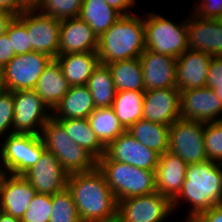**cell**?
<instances>
[{
	"label": "cell",
	"mask_w": 222,
	"mask_h": 222,
	"mask_svg": "<svg viewBox=\"0 0 222 222\" xmlns=\"http://www.w3.org/2000/svg\"><path fill=\"white\" fill-rule=\"evenodd\" d=\"M87 119L91 129L105 147L126 131L112 107L96 108Z\"/></svg>",
	"instance_id": "1f68e13d"
},
{
	"label": "cell",
	"mask_w": 222,
	"mask_h": 222,
	"mask_svg": "<svg viewBox=\"0 0 222 222\" xmlns=\"http://www.w3.org/2000/svg\"><path fill=\"white\" fill-rule=\"evenodd\" d=\"M22 3L28 8V9H37V7L40 5L41 0H22Z\"/></svg>",
	"instance_id": "bcb514c9"
},
{
	"label": "cell",
	"mask_w": 222,
	"mask_h": 222,
	"mask_svg": "<svg viewBox=\"0 0 222 222\" xmlns=\"http://www.w3.org/2000/svg\"><path fill=\"white\" fill-rule=\"evenodd\" d=\"M105 154L112 160L140 169L155 171L160 155L137 141L125 131L106 147Z\"/></svg>",
	"instance_id": "2e32d148"
},
{
	"label": "cell",
	"mask_w": 222,
	"mask_h": 222,
	"mask_svg": "<svg viewBox=\"0 0 222 222\" xmlns=\"http://www.w3.org/2000/svg\"><path fill=\"white\" fill-rule=\"evenodd\" d=\"M111 70L116 92L145 91L140 58L114 61L107 64Z\"/></svg>",
	"instance_id": "484cf974"
},
{
	"label": "cell",
	"mask_w": 222,
	"mask_h": 222,
	"mask_svg": "<svg viewBox=\"0 0 222 222\" xmlns=\"http://www.w3.org/2000/svg\"><path fill=\"white\" fill-rule=\"evenodd\" d=\"M143 119L168 126L180 119V91L178 88L145 91Z\"/></svg>",
	"instance_id": "e0dca14e"
},
{
	"label": "cell",
	"mask_w": 222,
	"mask_h": 222,
	"mask_svg": "<svg viewBox=\"0 0 222 222\" xmlns=\"http://www.w3.org/2000/svg\"><path fill=\"white\" fill-rule=\"evenodd\" d=\"M15 56L11 41L7 33L0 37V69H2Z\"/></svg>",
	"instance_id": "60d3db41"
},
{
	"label": "cell",
	"mask_w": 222,
	"mask_h": 222,
	"mask_svg": "<svg viewBox=\"0 0 222 222\" xmlns=\"http://www.w3.org/2000/svg\"><path fill=\"white\" fill-rule=\"evenodd\" d=\"M185 175L180 193L172 200L173 210L187 204V216L181 222H191L203 211L222 204V164L210 160L191 164Z\"/></svg>",
	"instance_id": "6da1fadb"
},
{
	"label": "cell",
	"mask_w": 222,
	"mask_h": 222,
	"mask_svg": "<svg viewBox=\"0 0 222 222\" xmlns=\"http://www.w3.org/2000/svg\"><path fill=\"white\" fill-rule=\"evenodd\" d=\"M83 0H41L37 10L58 20L79 17Z\"/></svg>",
	"instance_id": "836d02e7"
},
{
	"label": "cell",
	"mask_w": 222,
	"mask_h": 222,
	"mask_svg": "<svg viewBox=\"0 0 222 222\" xmlns=\"http://www.w3.org/2000/svg\"><path fill=\"white\" fill-rule=\"evenodd\" d=\"M6 33L11 41L15 55L33 51L26 26L16 16L9 23Z\"/></svg>",
	"instance_id": "8d00e7d4"
},
{
	"label": "cell",
	"mask_w": 222,
	"mask_h": 222,
	"mask_svg": "<svg viewBox=\"0 0 222 222\" xmlns=\"http://www.w3.org/2000/svg\"><path fill=\"white\" fill-rule=\"evenodd\" d=\"M169 128L168 125L140 119L127 131L141 144L161 155L169 150Z\"/></svg>",
	"instance_id": "4316f807"
},
{
	"label": "cell",
	"mask_w": 222,
	"mask_h": 222,
	"mask_svg": "<svg viewBox=\"0 0 222 222\" xmlns=\"http://www.w3.org/2000/svg\"><path fill=\"white\" fill-rule=\"evenodd\" d=\"M70 86L87 85L100 63L97 52L69 53L56 57Z\"/></svg>",
	"instance_id": "d4e9b609"
},
{
	"label": "cell",
	"mask_w": 222,
	"mask_h": 222,
	"mask_svg": "<svg viewBox=\"0 0 222 222\" xmlns=\"http://www.w3.org/2000/svg\"><path fill=\"white\" fill-rule=\"evenodd\" d=\"M187 17L189 49L222 56V20L202 18L194 12Z\"/></svg>",
	"instance_id": "9a60e30c"
},
{
	"label": "cell",
	"mask_w": 222,
	"mask_h": 222,
	"mask_svg": "<svg viewBox=\"0 0 222 222\" xmlns=\"http://www.w3.org/2000/svg\"><path fill=\"white\" fill-rule=\"evenodd\" d=\"M23 176L38 194L53 195L67 188L69 174L53 153L45 150L38 162Z\"/></svg>",
	"instance_id": "5bb4252c"
},
{
	"label": "cell",
	"mask_w": 222,
	"mask_h": 222,
	"mask_svg": "<svg viewBox=\"0 0 222 222\" xmlns=\"http://www.w3.org/2000/svg\"><path fill=\"white\" fill-rule=\"evenodd\" d=\"M51 213L52 195L36 193L21 222H49Z\"/></svg>",
	"instance_id": "d590c367"
},
{
	"label": "cell",
	"mask_w": 222,
	"mask_h": 222,
	"mask_svg": "<svg viewBox=\"0 0 222 222\" xmlns=\"http://www.w3.org/2000/svg\"><path fill=\"white\" fill-rule=\"evenodd\" d=\"M212 56L187 49L176 59V87L179 91L207 86V75Z\"/></svg>",
	"instance_id": "ffe728a7"
},
{
	"label": "cell",
	"mask_w": 222,
	"mask_h": 222,
	"mask_svg": "<svg viewBox=\"0 0 222 222\" xmlns=\"http://www.w3.org/2000/svg\"><path fill=\"white\" fill-rule=\"evenodd\" d=\"M15 15L10 12L0 9V37L6 33L9 23Z\"/></svg>",
	"instance_id": "f6af8a7d"
},
{
	"label": "cell",
	"mask_w": 222,
	"mask_h": 222,
	"mask_svg": "<svg viewBox=\"0 0 222 222\" xmlns=\"http://www.w3.org/2000/svg\"><path fill=\"white\" fill-rule=\"evenodd\" d=\"M67 188L81 222H116L117 200L97 167L69 174Z\"/></svg>",
	"instance_id": "7a4b0ae2"
},
{
	"label": "cell",
	"mask_w": 222,
	"mask_h": 222,
	"mask_svg": "<svg viewBox=\"0 0 222 222\" xmlns=\"http://www.w3.org/2000/svg\"><path fill=\"white\" fill-rule=\"evenodd\" d=\"M2 213H3V209L1 207V202H0V216H1Z\"/></svg>",
	"instance_id": "681fc988"
},
{
	"label": "cell",
	"mask_w": 222,
	"mask_h": 222,
	"mask_svg": "<svg viewBox=\"0 0 222 222\" xmlns=\"http://www.w3.org/2000/svg\"><path fill=\"white\" fill-rule=\"evenodd\" d=\"M204 144L208 160L222 164V120L205 123Z\"/></svg>",
	"instance_id": "e575fe53"
},
{
	"label": "cell",
	"mask_w": 222,
	"mask_h": 222,
	"mask_svg": "<svg viewBox=\"0 0 222 222\" xmlns=\"http://www.w3.org/2000/svg\"><path fill=\"white\" fill-rule=\"evenodd\" d=\"M122 15L105 0H83L79 17L98 36L107 31Z\"/></svg>",
	"instance_id": "83f0119b"
},
{
	"label": "cell",
	"mask_w": 222,
	"mask_h": 222,
	"mask_svg": "<svg viewBox=\"0 0 222 222\" xmlns=\"http://www.w3.org/2000/svg\"><path fill=\"white\" fill-rule=\"evenodd\" d=\"M49 222H81L71 191L66 188L52 195Z\"/></svg>",
	"instance_id": "d6a6232c"
},
{
	"label": "cell",
	"mask_w": 222,
	"mask_h": 222,
	"mask_svg": "<svg viewBox=\"0 0 222 222\" xmlns=\"http://www.w3.org/2000/svg\"><path fill=\"white\" fill-rule=\"evenodd\" d=\"M96 167L104 175L117 202L133 196L148 195L156 191L155 171L112 161L106 154L97 160Z\"/></svg>",
	"instance_id": "277c9868"
},
{
	"label": "cell",
	"mask_w": 222,
	"mask_h": 222,
	"mask_svg": "<svg viewBox=\"0 0 222 222\" xmlns=\"http://www.w3.org/2000/svg\"><path fill=\"white\" fill-rule=\"evenodd\" d=\"M144 14L146 49L159 54L170 55L176 59L182 55L188 46L187 17L183 21L174 22L164 14L153 10Z\"/></svg>",
	"instance_id": "5b68a950"
},
{
	"label": "cell",
	"mask_w": 222,
	"mask_h": 222,
	"mask_svg": "<svg viewBox=\"0 0 222 222\" xmlns=\"http://www.w3.org/2000/svg\"><path fill=\"white\" fill-rule=\"evenodd\" d=\"M207 86L212 88L222 103V56H214L210 62Z\"/></svg>",
	"instance_id": "ab89813d"
},
{
	"label": "cell",
	"mask_w": 222,
	"mask_h": 222,
	"mask_svg": "<svg viewBox=\"0 0 222 222\" xmlns=\"http://www.w3.org/2000/svg\"><path fill=\"white\" fill-rule=\"evenodd\" d=\"M188 164L179 156L164 152L155 169L156 191L173 200L181 191Z\"/></svg>",
	"instance_id": "7402d4cb"
},
{
	"label": "cell",
	"mask_w": 222,
	"mask_h": 222,
	"mask_svg": "<svg viewBox=\"0 0 222 222\" xmlns=\"http://www.w3.org/2000/svg\"><path fill=\"white\" fill-rule=\"evenodd\" d=\"M142 16V17H141ZM146 49L144 15H122L98 38L101 64L138 58Z\"/></svg>",
	"instance_id": "3957f363"
},
{
	"label": "cell",
	"mask_w": 222,
	"mask_h": 222,
	"mask_svg": "<svg viewBox=\"0 0 222 222\" xmlns=\"http://www.w3.org/2000/svg\"><path fill=\"white\" fill-rule=\"evenodd\" d=\"M145 91L176 87V58L151 50L139 56Z\"/></svg>",
	"instance_id": "d6986e66"
},
{
	"label": "cell",
	"mask_w": 222,
	"mask_h": 222,
	"mask_svg": "<svg viewBox=\"0 0 222 222\" xmlns=\"http://www.w3.org/2000/svg\"><path fill=\"white\" fill-rule=\"evenodd\" d=\"M192 4V10L196 15L202 18L221 19L222 18V0H196Z\"/></svg>",
	"instance_id": "f35d334b"
},
{
	"label": "cell",
	"mask_w": 222,
	"mask_h": 222,
	"mask_svg": "<svg viewBox=\"0 0 222 222\" xmlns=\"http://www.w3.org/2000/svg\"><path fill=\"white\" fill-rule=\"evenodd\" d=\"M41 137L46 150L53 153L68 174L89 172L96 168L97 160L72 141L63 125L52 116L43 126Z\"/></svg>",
	"instance_id": "8992f818"
},
{
	"label": "cell",
	"mask_w": 222,
	"mask_h": 222,
	"mask_svg": "<svg viewBox=\"0 0 222 222\" xmlns=\"http://www.w3.org/2000/svg\"><path fill=\"white\" fill-rule=\"evenodd\" d=\"M96 108L112 107L116 95L113 77L108 65L99 63L93 70L88 83Z\"/></svg>",
	"instance_id": "4dcf8cb0"
},
{
	"label": "cell",
	"mask_w": 222,
	"mask_h": 222,
	"mask_svg": "<svg viewBox=\"0 0 222 222\" xmlns=\"http://www.w3.org/2000/svg\"><path fill=\"white\" fill-rule=\"evenodd\" d=\"M16 17L26 26L32 50L56 59L61 21L37 9H28Z\"/></svg>",
	"instance_id": "7c38bea8"
},
{
	"label": "cell",
	"mask_w": 222,
	"mask_h": 222,
	"mask_svg": "<svg viewBox=\"0 0 222 222\" xmlns=\"http://www.w3.org/2000/svg\"><path fill=\"white\" fill-rule=\"evenodd\" d=\"M173 213L172 200L155 191L118 201L116 222H167Z\"/></svg>",
	"instance_id": "ba28073f"
},
{
	"label": "cell",
	"mask_w": 222,
	"mask_h": 222,
	"mask_svg": "<svg viewBox=\"0 0 222 222\" xmlns=\"http://www.w3.org/2000/svg\"><path fill=\"white\" fill-rule=\"evenodd\" d=\"M191 222H222V204L203 211Z\"/></svg>",
	"instance_id": "b9f144b4"
},
{
	"label": "cell",
	"mask_w": 222,
	"mask_h": 222,
	"mask_svg": "<svg viewBox=\"0 0 222 222\" xmlns=\"http://www.w3.org/2000/svg\"><path fill=\"white\" fill-rule=\"evenodd\" d=\"M205 122L176 120L169 128V152L188 165L201 163L207 154L204 144Z\"/></svg>",
	"instance_id": "9c48e42d"
},
{
	"label": "cell",
	"mask_w": 222,
	"mask_h": 222,
	"mask_svg": "<svg viewBox=\"0 0 222 222\" xmlns=\"http://www.w3.org/2000/svg\"><path fill=\"white\" fill-rule=\"evenodd\" d=\"M144 95L145 91L116 92L112 108L126 131L137 121L143 119Z\"/></svg>",
	"instance_id": "f546056e"
},
{
	"label": "cell",
	"mask_w": 222,
	"mask_h": 222,
	"mask_svg": "<svg viewBox=\"0 0 222 222\" xmlns=\"http://www.w3.org/2000/svg\"><path fill=\"white\" fill-rule=\"evenodd\" d=\"M46 150L41 135L12 133L0 140V171L23 175Z\"/></svg>",
	"instance_id": "52a82bcc"
},
{
	"label": "cell",
	"mask_w": 222,
	"mask_h": 222,
	"mask_svg": "<svg viewBox=\"0 0 222 222\" xmlns=\"http://www.w3.org/2000/svg\"><path fill=\"white\" fill-rule=\"evenodd\" d=\"M96 109L87 85L71 86L67 94L52 110L55 119L88 118Z\"/></svg>",
	"instance_id": "cb8c5ba5"
},
{
	"label": "cell",
	"mask_w": 222,
	"mask_h": 222,
	"mask_svg": "<svg viewBox=\"0 0 222 222\" xmlns=\"http://www.w3.org/2000/svg\"><path fill=\"white\" fill-rule=\"evenodd\" d=\"M107 4L117 10L121 15H129L136 13V3L133 0H105Z\"/></svg>",
	"instance_id": "7bdbcfd3"
},
{
	"label": "cell",
	"mask_w": 222,
	"mask_h": 222,
	"mask_svg": "<svg viewBox=\"0 0 222 222\" xmlns=\"http://www.w3.org/2000/svg\"><path fill=\"white\" fill-rule=\"evenodd\" d=\"M98 36L80 17L61 20L58 55L97 52Z\"/></svg>",
	"instance_id": "44dd1931"
},
{
	"label": "cell",
	"mask_w": 222,
	"mask_h": 222,
	"mask_svg": "<svg viewBox=\"0 0 222 222\" xmlns=\"http://www.w3.org/2000/svg\"><path fill=\"white\" fill-rule=\"evenodd\" d=\"M180 119L214 122L222 120V103L208 86L180 91Z\"/></svg>",
	"instance_id": "4fadbf2b"
},
{
	"label": "cell",
	"mask_w": 222,
	"mask_h": 222,
	"mask_svg": "<svg viewBox=\"0 0 222 222\" xmlns=\"http://www.w3.org/2000/svg\"><path fill=\"white\" fill-rule=\"evenodd\" d=\"M36 193L23 175L1 172L0 202L4 213L21 219Z\"/></svg>",
	"instance_id": "ac0fdd59"
},
{
	"label": "cell",
	"mask_w": 222,
	"mask_h": 222,
	"mask_svg": "<svg viewBox=\"0 0 222 222\" xmlns=\"http://www.w3.org/2000/svg\"><path fill=\"white\" fill-rule=\"evenodd\" d=\"M64 127L71 140L88 151L96 160L106 152V147L99 141L91 129L87 118L56 119Z\"/></svg>",
	"instance_id": "f1b7e54d"
},
{
	"label": "cell",
	"mask_w": 222,
	"mask_h": 222,
	"mask_svg": "<svg viewBox=\"0 0 222 222\" xmlns=\"http://www.w3.org/2000/svg\"><path fill=\"white\" fill-rule=\"evenodd\" d=\"M70 87L60 63L57 59H52L40 75L34 90L52 111Z\"/></svg>",
	"instance_id": "603a6c76"
},
{
	"label": "cell",
	"mask_w": 222,
	"mask_h": 222,
	"mask_svg": "<svg viewBox=\"0 0 222 222\" xmlns=\"http://www.w3.org/2000/svg\"><path fill=\"white\" fill-rule=\"evenodd\" d=\"M0 222H21V219L3 212L0 216Z\"/></svg>",
	"instance_id": "7dc6e473"
},
{
	"label": "cell",
	"mask_w": 222,
	"mask_h": 222,
	"mask_svg": "<svg viewBox=\"0 0 222 222\" xmlns=\"http://www.w3.org/2000/svg\"><path fill=\"white\" fill-rule=\"evenodd\" d=\"M6 91L2 70L0 69V95Z\"/></svg>",
	"instance_id": "c3c4849f"
},
{
	"label": "cell",
	"mask_w": 222,
	"mask_h": 222,
	"mask_svg": "<svg viewBox=\"0 0 222 222\" xmlns=\"http://www.w3.org/2000/svg\"><path fill=\"white\" fill-rule=\"evenodd\" d=\"M13 121V92L6 90L2 95H0V140L3 137L13 133Z\"/></svg>",
	"instance_id": "74e56055"
},
{
	"label": "cell",
	"mask_w": 222,
	"mask_h": 222,
	"mask_svg": "<svg viewBox=\"0 0 222 222\" xmlns=\"http://www.w3.org/2000/svg\"><path fill=\"white\" fill-rule=\"evenodd\" d=\"M53 58L44 53L15 55L1 70L7 91L35 89L40 75Z\"/></svg>",
	"instance_id": "30bf717a"
},
{
	"label": "cell",
	"mask_w": 222,
	"mask_h": 222,
	"mask_svg": "<svg viewBox=\"0 0 222 222\" xmlns=\"http://www.w3.org/2000/svg\"><path fill=\"white\" fill-rule=\"evenodd\" d=\"M13 133L41 135L43 126L52 116V111L34 89L13 92Z\"/></svg>",
	"instance_id": "8fae6325"
},
{
	"label": "cell",
	"mask_w": 222,
	"mask_h": 222,
	"mask_svg": "<svg viewBox=\"0 0 222 222\" xmlns=\"http://www.w3.org/2000/svg\"><path fill=\"white\" fill-rule=\"evenodd\" d=\"M0 9L6 10L15 16L28 10V8L22 3V0H0Z\"/></svg>",
	"instance_id": "ee69618b"
}]
</instances>
